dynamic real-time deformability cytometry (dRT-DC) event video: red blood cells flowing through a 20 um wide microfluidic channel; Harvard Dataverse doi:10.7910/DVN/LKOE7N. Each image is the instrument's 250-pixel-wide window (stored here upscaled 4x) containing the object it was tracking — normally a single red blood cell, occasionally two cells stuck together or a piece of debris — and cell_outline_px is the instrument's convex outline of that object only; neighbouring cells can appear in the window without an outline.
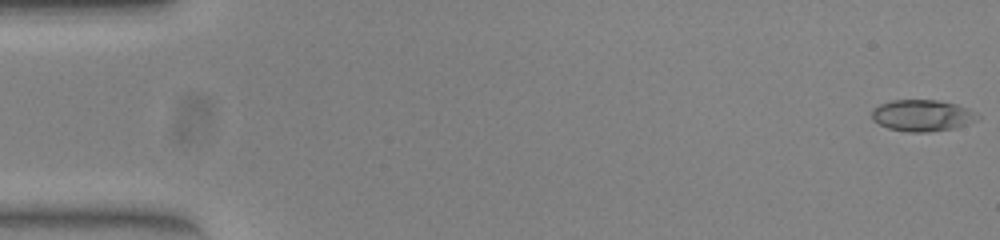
{"species": "common noctule bat (a hibernating species)", "species_latin": "Nyctalus noctula", "temperature_condition": "warm", "stored_images_in_passage": 53, "camera_frame_rate_fps": 3000, "um_per_image_px": 0.085, "animal": {"sex": "female", "body_mass_g": 23.0, "forearm_length_mm": 53.4}, "frame": {"image": 1, "passage_image": 1, "time_ms": 0.0, "image_size_px": [1000, 240], "cell_outline_px": [[980, 116], [976, 120], [956, 128], [928, 132], [908, 132], [888, 128], [872, 120], [872, 108], [880, 104], [892, 100], [936, 100], [956, 104], [968, 108], [976, 112]], "centroid_in_image_um": [78.39, 9.82], "position_along_channel_um": 6.6, "area_um2": 19.48}}
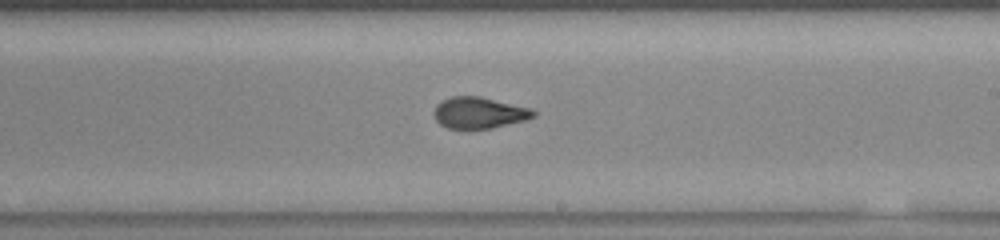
{"frame": {"image": 2, "passage_image": 31, "time_ms": 10.0, "image_size_px": [1000, 240], "cell_outline_px": [[536, 116], [524, 120], [492, 128], [448, 128], [440, 124], [436, 120], [436, 104], [440, 100], [452, 96], [480, 96], [532, 108], [536, 112]], "centroid_in_image_um": [40.75, 9.57], "position_along_channel_um": 248.3, "area_um2": 18.03}}
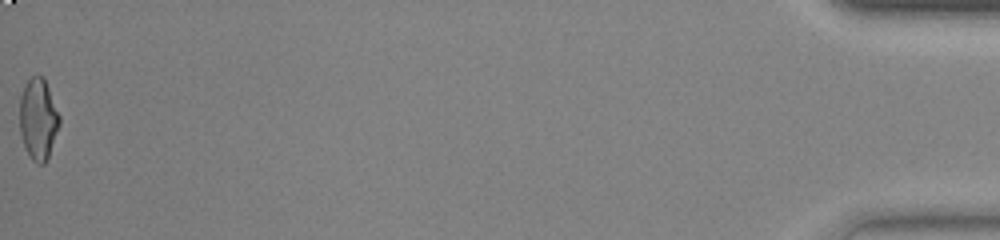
{"frame": {"image": 3, "passage_image": 53, "time_ms": 17.333, "image_size_px": [1000, 240], "cell_outline_px": [[60, 124], [48, 156], [44, 164], [36, 164], [28, 156], [20, 132], [20, 96], [24, 84], [32, 76], [44, 76], [60, 116]], "centroid_in_image_um": [3.24, 10.11], "position_along_channel_um": 432.0, "area_um2": 18.9}, "authors_computed_cell_mechanics": {"area_um2": 18.8428, "velocity_mm_per_s": 3.9157, "shape_relaxation_time_tau1_ms": 6.9772, "shape_relaxation_time_tau2_ms": 1.1038, "deformation_change_tau1": 0.2136, "deformation_change_tau2": 0.0597}}